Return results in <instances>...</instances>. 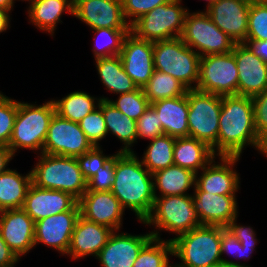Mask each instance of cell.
Here are the masks:
<instances>
[{"label": "cell", "mask_w": 267, "mask_h": 267, "mask_svg": "<svg viewBox=\"0 0 267 267\" xmlns=\"http://www.w3.org/2000/svg\"><path fill=\"white\" fill-rule=\"evenodd\" d=\"M246 44L252 52L267 63V40H246Z\"/></svg>", "instance_id": "obj_49"}, {"label": "cell", "mask_w": 267, "mask_h": 267, "mask_svg": "<svg viewBox=\"0 0 267 267\" xmlns=\"http://www.w3.org/2000/svg\"><path fill=\"white\" fill-rule=\"evenodd\" d=\"M13 2L11 0H0V8L9 10H13Z\"/></svg>", "instance_id": "obj_52"}, {"label": "cell", "mask_w": 267, "mask_h": 267, "mask_svg": "<svg viewBox=\"0 0 267 267\" xmlns=\"http://www.w3.org/2000/svg\"><path fill=\"white\" fill-rule=\"evenodd\" d=\"M114 181V156L87 181V190L110 191Z\"/></svg>", "instance_id": "obj_45"}, {"label": "cell", "mask_w": 267, "mask_h": 267, "mask_svg": "<svg viewBox=\"0 0 267 267\" xmlns=\"http://www.w3.org/2000/svg\"><path fill=\"white\" fill-rule=\"evenodd\" d=\"M80 216L88 221L120 231L125 210L110 191L86 190L78 200Z\"/></svg>", "instance_id": "obj_14"}, {"label": "cell", "mask_w": 267, "mask_h": 267, "mask_svg": "<svg viewBox=\"0 0 267 267\" xmlns=\"http://www.w3.org/2000/svg\"><path fill=\"white\" fill-rule=\"evenodd\" d=\"M224 226L201 225L171 238L173 256L181 260L179 267H215L221 262L240 264L221 256V237Z\"/></svg>", "instance_id": "obj_3"}, {"label": "cell", "mask_w": 267, "mask_h": 267, "mask_svg": "<svg viewBox=\"0 0 267 267\" xmlns=\"http://www.w3.org/2000/svg\"><path fill=\"white\" fill-rule=\"evenodd\" d=\"M100 101V97L91 96L84 91H73L62 99H53L56 113L60 117L76 123L95 110Z\"/></svg>", "instance_id": "obj_32"}, {"label": "cell", "mask_w": 267, "mask_h": 267, "mask_svg": "<svg viewBox=\"0 0 267 267\" xmlns=\"http://www.w3.org/2000/svg\"><path fill=\"white\" fill-rule=\"evenodd\" d=\"M173 256L171 240L152 238L139 252L132 267H165Z\"/></svg>", "instance_id": "obj_35"}, {"label": "cell", "mask_w": 267, "mask_h": 267, "mask_svg": "<svg viewBox=\"0 0 267 267\" xmlns=\"http://www.w3.org/2000/svg\"><path fill=\"white\" fill-rule=\"evenodd\" d=\"M256 132L261 140L267 136V88L252 97Z\"/></svg>", "instance_id": "obj_46"}, {"label": "cell", "mask_w": 267, "mask_h": 267, "mask_svg": "<svg viewBox=\"0 0 267 267\" xmlns=\"http://www.w3.org/2000/svg\"><path fill=\"white\" fill-rule=\"evenodd\" d=\"M175 141L176 138L167 134L160 135L150 141L141 162L151 174L174 165Z\"/></svg>", "instance_id": "obj_33"}, {"label": "cell", "mask_w": 267, "mask_h": 267, "mask_svg": "<svg viewBox=\"0 0 267 267\" xmlns=\"http://www.w3.org/2000/svg\"><path fill=\"white\" fill-rule=\"evenodd\" d=\"M113 232L114 230L108 226L79 216L71 235L67 256L69 255L74 260L90 255L96 258Z\"/></svg>", "instance_id": "obj_24"}, {"label": "cell", "mask_w": 267, "mask_h": 267, "mask_svg": "<svg viewBox=\"0 0 267 267\" xmlns=\"http://www.w3.org/2000/svg\"><path fill=\"white\" fill-rule=\"evenodd\" d=\"M38 157L31 168L32 184L42 189L64 191L79 200L87 190V180L76 157L44 153Z\"/></svg>", "instance_id": "obj_4"}, {"label": "cell", "mask_w": 267, "mask_h": 267, "mask_svg": "<svg viewBox=\"0 0 267 267\" xmlns=\"http://www.w3.org/2000/svg\"><path fill=\"white\" fill-rule=\"evenodd\" d=\"M0 235L21 259L35 247V221L22 208L0 211Z\"/></svg>", "instance_id": "obj_16"}, {"label": "cell", "mask_w": 267, "mask_h": 267, "mask_svg": "<svg viewBox=\"0 0 267 267\" xmlns=\"http://www.w3.org/2000/svg\"><path fill=\"white\" fill-rule=\"evenodd\" d=\"M31 184V170L25 175L10 168L2 172L0 174V211L22 208Z\"/></svg>", "instance_id": "obj_29"}, {"label": "cell", "mask_w": 267, "mask_h": 267, "mask_svg": "<svg viewBox=\"0 0 267 267\" xmlns=\"http://www.w3.org/2000/svg\"><path fill=\"white\" fill-rule=\"evenodd\" d=\"M220 250L221 256L224 253H229V255H235V257L238 259L240 258L249 260V258H251V255L253 254V251H255V246L242 245L235 236L224 229L222 231Z\"/></svg>", "instance_id": "obj_44"}, {"label": "cell", "mask_w": 267, "mask_h": 267, "mask_svg": "<svg viewBox=\"0 0 267 267\" xmlns=\"http://www.w3.org/2000/svg\"><path fill=\"white\" fill-rule=\"evenodd\" d=\"M192 202L202 225L226 226L238 217L236 195H217L201 191L196 185Z\"/></svg>", "instance_id": "obj_23"}, {"label": "cell", "mask_w": 267, "mask_h": 267, "mask_svg": "<svg viewBox=\"0 0 267 267\" xmlns=\"http://www.w3.org/2000/svg\"><path fill=\"white\" fill-rule=\"evenodd\" d=\"M126 74L139 88H143L154 71L153 42L143 40L129 32L119 54Z\"/></svg>", "instance_id": "obj_13"}, {"label": "cell", "mask_w": 267, "mask_h": 267, "mask_svg": "<svg viewBox=\"0 0 267 267\" xmlns=\"http://www.w3.org/2000/svg\"><path fill=\"white\" fill-rule=\"evenodd\" d=\"M12 13L9 10L0 8V33L5 32L9 28L10 24V14ZM10 20V21H9Z\"/></svg>", "instance_id": "obj_51"}, {"label": "cell", "mask_w": 267, "mask_h": 267, "mask_svg": "<svg viewBox=\"0 0 267 267\" xmlns=\"http://www.w3.org/2000/svg\"><path fill=\"white\" fill-rule=\"evenodd\" d=\"M95 31L96 42L92 48L94 59L119 55L122 50V44L125 36L130 32V28H99ZM97 34V35H96ZM99 36V37H98ZM102 42L100 43V39ZM104 39V40H103Z\"/></svg>", "instance_id": "obj_36"}, {"label": "cell", "mask_w": 267, "mask_h": 267, "mask_svg": "<svg viewBox=\"0 0 267 267\" xmlns=\"http://www.w3.org/2000/svg\"><path fill=\"white\" fill-rule=\"evenodd\" d=\"M182 0H171L145 13L130 25V32L148 41H161L181 37L189 9Z\"/></svg>", "instance_id": "obj_9"}, {"label": "cell", "mask_w": 267, "mask_h": 267, "mask_svg": "<svg viewBox=\"0 0 267 267\" xmlns=\"http://www.w3.org/2000/svg\"><path fill=\"white\" fill-rule=\"evenodd\" d=\"M246 40H267V0L250 4Z\"/></svg>", "instance_id": "obj_38"}, {"label": "cell", "mask_w": 267, "mask_h": 267, "mask_svg": "<svg viewBox=\"0 0 267 267\" xmlns=\"http://www.w3.org/2000/svg\"><path fill=\"white\" fill-rule=\"evenodd\" d=\"M238 69V95L255 97L267 88V63L244 43L233 48Z\"/></svg>", "instance_id": "obj_19"}, {"label": "cell", "mask_w": 267, "mask_h": 267, "mask_svg": "<svg viewBox=\"0 0 267 267\" xmlns=\"http://www.w3.org/2000/svg\"><path fill=\"white\" fill-rule=\"evenodd\" d=\"M125 20L129 25L139 17L150 12L159 5L166 4L171 0H121Z\"/></svg>", "instance_id": "obj_43"}, {"label": "cell", "mask_w": 267, "mask_h": 267, "mask_svg": "<svg viewBox=\"0 0 267 267\" xmlns=\"http://www.w3.org/2000/svg\"><path fill=\"white\" fill-rule=\"evenodd\" d=\"M196 89L220 96L238 95V69L233 52L202 56Z\"/></svg>", "instance_id": "obj_11"}, {"label": "cell", "mask_w": 267, "mask_h": 267, "mask_svg": "<svg viewBox=\"0 0 267 267\" xmlns=\"http://www.w3.org/2000/svg\"><path fill=\"white\" fill-rule=\"evenodd\" d=\"M217 0H206V2H208V4H207V8L206 9H204L205 11L213 4V3H215Z\"/></svg>", "instance_id": "obj_55"}, {"label": "cell", "mask_w": 267, "mask_h": 267, "mask_svg": "<svg viewBox=\"0 0 267 267\" xmlns=\"http://www.w3.org/2000/svg\"><path fill=\"white\" fill-rule=\"evenodd\" d=\"M101 149L100 146H94L85 154L76 157L81 173L87 181L114 156V154L111 156L103 154Z\"/></svg>", "instance_id": "obj_41"}, {"label": "cell", "mask_w": 267, "mask_h": 267, "mask_svg": "<svg viewBox=\"0 0 267 267\" xmlns=\"http://www.w3.org/2000/svg\"><path fill=\"white\" fill-rule=\"evenodd\" d=\"M150 106L156 111L164 134L174 138L189 137L187 93L153 102Z\"/></svg>", "instance_id": "obj_25"}, {"label": "cell", "mask_w": 267, "mask_h": 267, "mask_svg": "<svg viewBox=\"0 0 267 267\" xmlns=\"http://www.w3.org/2000/svg\"><path fill=\"white\" fill-rule=\"evenodd\" d=\"M101 100H106L115 108L125 114L127 117L137 121L143 113L150 107L149 100L143 92L142 88H137L134 91L119 94L117 100H111L107 97H100Z\"/></svg>", "instance_id": "obj_37"}, {"label": "cell", "mask_w": 267, "mask_h": 267, "mask_svg": "<svg viewBox=\"0 0 267 267\" xmlns=\"http://www.w3.org/2000/svg\"><path fill=\"white\" fill-rule=\"evenodd\" d=\"M189 137L207 143L218 157V131L222 96L188 89Z\"/></svg>", "instance_id": "obj_8"}, {"label": "cell", "mask_w": 267, "mask_h": 267, "mask_svg": "<svg viewBox=\"0 0 267 267\" xmlns=\"http://www.w3.org/2000/svg\"><path fill=\"white\" fill-rule=\"evenodd\" d=\"M225 229L235 236L242 245L255 246L257 245L256 233L250 226L237 224V217L232 219Z\"/></svg>", "instance_id": "obj_47"}, {"label": "cell", "mask_w": 267, "mask_h": 267, "mask_svg": "<svg viewBox=\"0 0 267 267\" xmlns=\"http://www.w3.org/2000/svg\"><path fill=\"white\" fill-rule=\"evenodd\" d=\"M79 216L80 210H69L35 222L34 246L42 243L62 255H67L71 235Z\"/></svg>", "instance_id": "obj_21"}, {"label": "cell", "mask_w": 267, "mask_h": 267, "mask_svg": "<svg viewBox=\"0 0 267 267\" xmlns=\"http://www.w3.org/2000/svg\"><path fill=\"white\" fill-rule=\"evenodd\" d=\"M200 58L181 37L153 42L154 70L171 75L188 89L197 87Z\"/></svg>", "instance_id": "obj_7"}, {"label": "cell", "mask_w": 267, "mask_h": 267, "mask_svg": "<svg viewBox=\"0 0 267 267\" xmlns=\"http://www.w3.org/2000/svg\"><path fill=\"white\" fill-rule=\"evenodd\" d=\"M247 2H250V3H254V2H258V1H262V0H245Z\"/></svg>", "instance_id": "obj_58"}, {"label": "cell", "mask_w": 267, "mask_h": 267, "mask_svg": "<svg viewBox=\"0 0 267 267\" xmlns=\"http://www.w3.org/2000/svg\"><path fill=\"white\" fill-rule=\"evenodd\" d=\"M165 267H179L178 266V264L177 263H175V264H171V263H169L168 265H166Z\"/></svg>", "instance_id": "obj_56"}, {"label": "cell", "mask_w": 267, "mask_h": 267, "mask_svg": "<svg viewBox=\"0 0 267 267\" xmlns=\"http://www.w3.org/2000/svg\"><path fill=\"white\" fill-rule=\"evenodd\" d=\"M259 153L267 157V136L261 142Z\"/></svg>", "instance_id": "obj_53"}, {"label": "cell", "mask_w": 267, "mask_h": 267, "mask_svg": "<svg viewBox=\"0 0 267 267\" xmlns=\"http://www.w3.org/2000/svg\"><path fill=\"white\" fill-rule=\"evenodd\" d=\"M137 124V139H149L163 135V129L159 124V119L156 111L150 106L143 115L136 121Z\"/></svg>", "instance_id": "obj_42"}, {"label": "cell", "mask_w": 267, "mask_h": 267, "mask_svg": "<svg viewBox=\"0 0 267 267\" xmlns=\"http://www.w3.org/2000/svg\"><path fill=\"white\" fill-rule=\"evenodd\" d=\"M142 224L156 227L150 233L157 239H161L159 231L179 236L202 225L193 206L192 194L156 197L151 213Z\"/></svg>", "instance_id": "obj_6"}, {"label": "cell", "mask_w": 267, "mask_h": 267, "mask_svg": "<svg viewBox=\"0 0 267 267\" xmlns=\"http://www.w3.org/2000/svg\"><path fill=\"white\" fill-rule=\"evenodd\" d=\"M93 147L78 123L54 114L43 146L44 154L77 157Z\"/></svg>", "instance_id": "obj_12"}, {"label": "cell", "mask_w": 267, "mask_h": 267, "mask_svg": "<svg viewBox=\"0 0 267 267\" xmlns=\"http://www.w3.org/2000/svg\"><path fill=\"white\" fill-rule=\"evenodd\" d=\"M56 113L53 100L42 105L18 101V110L8 147L15 156L17 150L29 149L43 153L50 121Z\"/></svg>", "instance_id": "obj_5"}, {"label": "cell", "mask_w": 267, "mask_h": 267, "mask_svg": "<svg viewBox=\"0 0 267 267\" xmlns=\"http://www.w3.org/2000/svg\"><path fill=\"white\" fill-rule=\"evenodd\" d=\"M73 16L90 29L130 28L121 0H74Z\"/></svg>", "instance_id": "obj_17"}, {"label": "cell", "mask_w": 267, "mask_h": 267, "mask_svg": "<svg viewBox=\"0 0 267 267\" xmlns=\"http://www.w3.org/2000/svg\"><path fill=\"white\" fill-rule=\"evenodd\" d=\"M219 161L212 159L196 174L195 185L201 190L217 195H235L240 188L239 173L234 167L241 157L219 156ZM199 176V177H198Z\"/></svg>", "instance_id": "obj_15"}, {"label": "cell", "mask_w": 267, "mask_h": 267, "mask_svg": "<svg viewBox=\"0 0 267 267\" xmlns=\"http://www.w3.org/2000/svg\"><path fill=\"white\" fill-rule=\"evenodd\" d=\"M154 197L187 195V190L195 187L196 173L172 165L152 174ZM157 190L160 194H157Z\"/></svg>", "instance_id": "obj_28"}, {"label": "cell", "mask_w": 267, "mask_h": 267, "mask_svg": "<svg viewBox=\"0 0 267 267\" xmlns=\"http://www.w3.org/2000/svg\"><path fill=\"white\" fill-rule=\"evenodd\" d=\"M251 97L222 96L218 131V156L241 157L245 146L260 150Z\"/></svg>", "instance_id": "obj_2"}, {"label": "cell", "mask_w": 267, "mask_h": 267, "mask_svg": "<svg viewBox=\"0 0 267 267\" xmlns=\"http://www.w3.org/2000/svg\"><path fill=\"white\" fill-rule=\"evenodd\" d=\"M216 155L205 142L192 137L176 138L174 144V165L189 169L196 174Z\"/></svg>", "instance_id": "obj_27"}, {"label": "cell", "mask_w": 267, "mask_h": 267, "mask_svg": "<svg viewBox=\"0 0 267 267\" xmlns=\"http://www.w3.org/2000/svg\"><path fill=\"white\" fill-rule=\"evenodd\" d=\"M11 1H12V2H13V4H14L16 0H11ZM21 1H25V2L27 1V2H28V4H30V3H31L33 0H21Z\"/></svg>", "instance_id": "obj_57"}, {"label": "cell", "mask_w": 267, "mask_h": 267, "mask_svg": "<svg viewBox=\"0 0 267 267\" xmlns=\"http://www.w3.org/2000/svg\"><path fill=\"white\" fill-rule=\"evenodd\" d=\"M142 89L150 104L186 95L188 91L186 86L171 75L156 70L153 71L148 83Z\"/></svg>", "instance_id": "obj_34"}, {"label": "cell", "mask_w": 267, "mask_h": 267, "mask_svg": "<svg viewBox=\"0 0 267 267\" xmlns=\"http://www.w3.org/2000/svg\"><path fill=\"white\" fill-rule=\"evenodd\" d=\"M111 192L124 210L129 208L139 222L151 213L154 203L153 177L134 152L114 154V181Z\"/></svg>", "instance_id": "obj_1"}, {"label": "cell", "mask_w": 267, "mask_h": 267, "mask_svg": "<svg viewBox=\"0 0 267 267\" xmlns=\"http://www.w3.org/2000/svg\"><path fill=\"white\" fill-rule=\"evenodd\" d=\"M181 39L201 57L230 53L236 44L205 11L187 13Z\"/></svg>", "instance_id": "obj_10"}, {"label": "cell", "mask_w": 267, "mask_h": 267, "mask_svg": "<svg viewBox=\"0 0 267 267\" xmlns=\"http://www.w3.org/2000/svg\"><path fill=\"white\" fill-rule=\"evenodd\" d=\"M153 238L152 234L132 235L114 231L96 259L101 267H132L141 249Z\"/></svg>", "instance_id": "obj_20"}, {"label": "cell", "mask_w": 267, "mask_h": 267, "mask_svg": "<svg viewBox=\"0 0 267 267\" xmlns=\"http://www.w3.org/2000/svg\"><path fill=\"white\" fill-rule=\"evenodd\" d=\"M101 110L108 134L114 135L124 145L118 152H134L131 147L135 142L137 143L136 121L122 114L121 111L106 100H101Z\"/></svg>", "instance_id": "obj_30"}, {"label": "cell", "mask_w": 267, "mask_h": 267, "mask_svg": "<svg viewBox=\"0 0 267 267\" xmlns=\"http://www.w3.org/2000/svg\"><path fill=\"white\" fill-rule=\"evenodd\" d=\"M13 157L14 155L8 146L0 145V174L8 169V163H10Z\"/></svg>", "instance_id": "obj_50"}, {"label": "cell", "mask_w": 267, "mask_h": 267, "mask_svg": "<svg viewBox=\"0 0 267 267\" xmlns=\"http://www.w3.org/2000/svg\"><path fill=\"white\" fill-rule=\"evenodd\" d=\"M73 6L74 0H33L27 8L29 23L53 36L63 13L73 16Z\"/></svg>", "instance_id": "obj_26"}, {"label": "cell", "mask_w": 267, "mask_h": 267, "mask_svg": "<svg viewBox=\"0 0 267 267\" xmlns=\"http://www.w3.org/2000/svg\"><path fill=\"white\" fill-rule=\"evenodd\" d=\"M19 261L20 259L9 248L0 235V267H14V265L16 266V263Z\"/></svg>", "instance_id": "obj_48"}, {"label": "cell", "mask_w": 267, "mask_h": 267, "mask_svg": "<svg viewBox=\"0 0 267 267\" xmlns=\"http://www.w3.org/2000/svg\"><path fill=\"white\" fill-rule=\"evenodd\" d=\"M215 267H252V266L246 265L245 263H243V264L242 263L241 264H227V263L221 262L220 264H218Z\"/></svg>", "instance_id": "obj_54"}, {"label": "cell", "mask_w": 267, "mask_h": 267, "mask_svg": "<svg viewBox=\"0 0 267 267\" xmlns=\"http://www.w3.org/2000/svg\"><path fill=\"white\" fill-rule=\"evenodd\" d=\"M95 65L107 91L119 95L138 88L124 71L119 55L95 59Z\"/></svg>", "instance_id": "obj_31"}, {"label": "cell", "mask_w": 267, "mask_h": 267, "mask_svg": "<svg viewBox=\"0 0 267 267\" xmlns=\"http://www.w3.org/2000/svg\"><path fill=\"white\" fill-rule=\"evenodd\" d=\"M250 4L245 0H217L205 12L221 31L241 44L247 39Z\"/></svg>", "instance_id": "obj_18"}, {"label": "cell", "mask_w": 267, "mask_h": 267, "mask_svg": "<svg viewBox=\"0 0 267 267\" xmlns=\"http://www.w3.org/2000/svg\"><path fill=\"white\" fill-rule=\"evenodd\" d=\"M22 209L35 221L69 210H80L78 200L60 190H49L31 184Z\"/></svg>", "instance_id": "obj_22"}, {"label": "cell", "mask_w": 267, "mask_h": 267, "mask_svg": "<svg viewBox=\"0 0 267 267\" xmlns=\"http://www.w3.org/2000/svg\"><path fill=\"white\" fill-rule=\"evenodd\" d=\"M18 101L0 92V145L8 146L12 135Z\"/></svg>", "instance_id": "obj_40"}, {"label": "cell", "mask_w": 267, "mask_h": 267, "mask_svg": "<svg viewBox=\"0 0 267 267\" xmlns=\"http://www.w3.org/2000/svg\"><path fill=\"white\" fill-rule=\"evenodd\" d=\"M78 124L91 144L99 147V142L108 135L104 115L101 110V101L99 106L86 115Z\"/></svg>", "instance_id": "obj_39"}]
</instances>
